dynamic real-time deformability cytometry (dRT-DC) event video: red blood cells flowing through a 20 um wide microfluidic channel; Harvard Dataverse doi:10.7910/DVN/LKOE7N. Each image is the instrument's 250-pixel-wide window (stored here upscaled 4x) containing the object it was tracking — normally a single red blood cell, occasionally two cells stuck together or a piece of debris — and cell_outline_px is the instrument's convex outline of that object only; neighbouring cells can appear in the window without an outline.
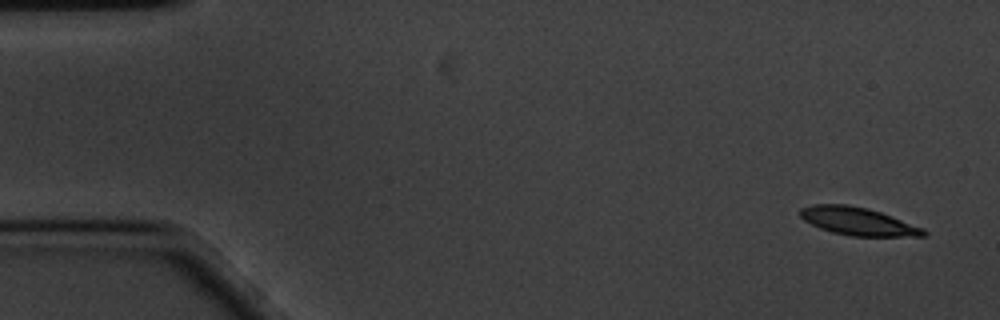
{"species": "common noctule bat (a hibernating species)", "species_latin": "Nyctalus noctula", "temperature_condition": "cold", "stored_images_in_passage": 16, "camera_frame_rate_fps": 3000, "um_per_image_px": 0.085, "animal": {"sex": "male", "body_mass_g": 20.1, "forearm_length_mm": 53.5}, "frame": {"image": 1, "passage_image": 1, "time_ms": 0.0, "image_size_px": [1000, 320], "cell_outline_px": [[928, 236], [852, 236], [832, 232], [820, 228], [804, 220], [800, 216], [800, 208], [812, 204], [848, 204], [868, 208], [880, 212], [924, 228], [928, 232]], "centroid_in_image_um": [72.93, 18.81], "position_along_channel_um": 12.1, "area_um2": 20.06}}
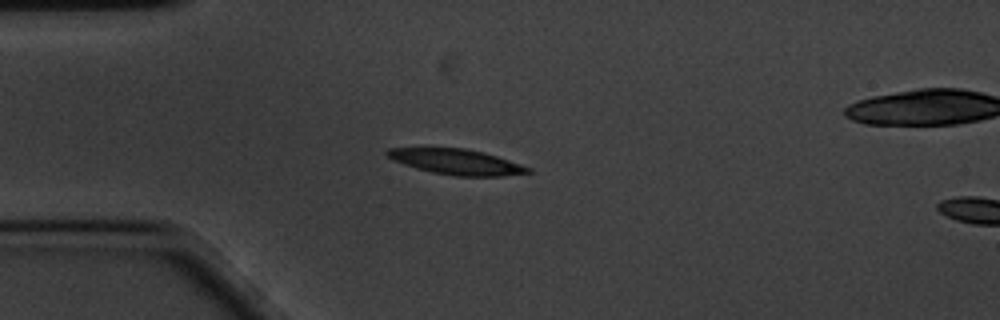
{"frame": {"image": 2, "passage_image": 13, "time_ms": 4.0, "image_size_px": [1000, 320], "cell_outline_px": [[532, 172], [500, 176], [456, 176], [432, 172], [416, 168], [392, 160], [384, 152], [388, 148], [464, 148], [496, 156], [532, 168]], "centroid_in_image_um": [38.78, 13.76], "position_along_channel_um": 46.2, "area_um2": 20.58}}